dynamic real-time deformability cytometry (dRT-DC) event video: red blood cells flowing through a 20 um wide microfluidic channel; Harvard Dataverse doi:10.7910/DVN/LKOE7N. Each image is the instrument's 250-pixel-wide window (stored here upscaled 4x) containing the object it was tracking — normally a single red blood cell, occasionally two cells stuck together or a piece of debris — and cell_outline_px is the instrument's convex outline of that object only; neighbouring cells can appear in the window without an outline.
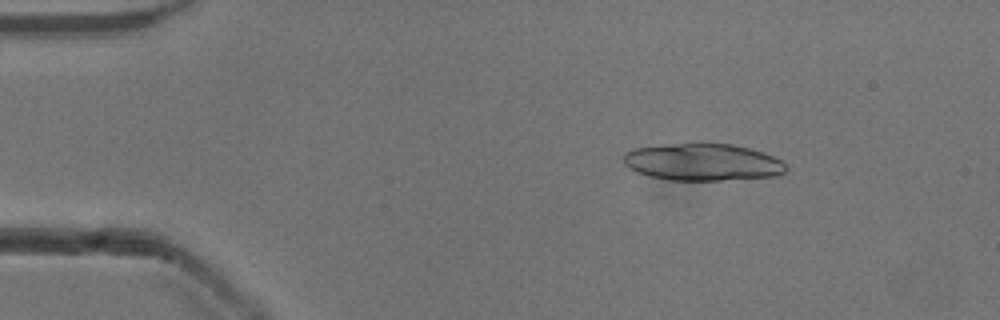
{"species": "common noctule bat (a hibernating species)", "species_latin": "Nyctalus noctula", "temperature_condition": "cold", "stored_images_in_passage": 52, "camera_frame_rate_fps": 3000, "um_per_image_px": 0.085, "animal": {"sex": "male", "body_mass_g": 13.3}, "frame": {"image": 1, "passage_image": 8, "time_ms": 2.333, "image_size_px": [1000, 320], "cell_outline_px": [[788, 168], [784, 172], [776, 176], [720, 180], [668, 180], [636, 172], [628, 168], [624, 164], [624, 152], [632, 148], [696, 140], [708, 140], [732, 144], [748, 148], [772, 156], [780, 160]], "centroid_in_image_um": [59.67, 13.73], "position_along_channel_um": 25.3, "area_um2": 36.07}}